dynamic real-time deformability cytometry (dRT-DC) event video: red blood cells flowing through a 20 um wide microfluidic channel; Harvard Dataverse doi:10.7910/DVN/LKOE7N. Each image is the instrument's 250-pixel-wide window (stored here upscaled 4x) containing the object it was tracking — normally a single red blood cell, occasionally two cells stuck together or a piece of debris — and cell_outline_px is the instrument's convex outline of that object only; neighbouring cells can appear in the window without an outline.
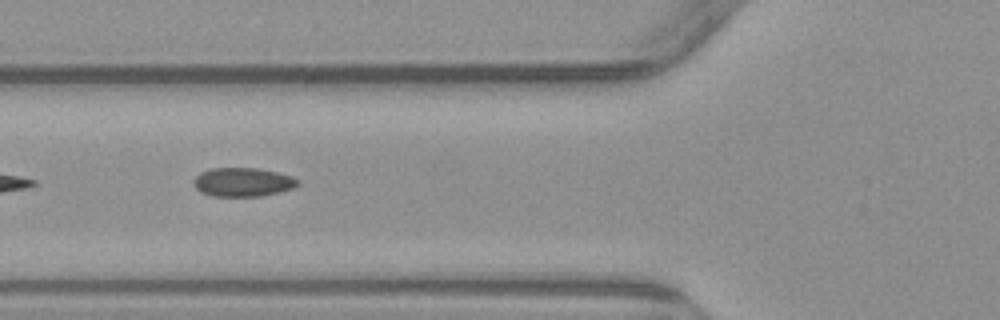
{"species": "common noctule bat (a hibernating species)", "species_latin": "Nyctalus noctula", "temperature_condition": "warm", "stored_images_in_passage": 6, "camera_frame_rate_fps": 3000, "um_per_image_px": 0.085, "animal": {"sex": "male", "body_mass_g": 23.1, "forearm_length_mm": 52.7}, "frame": {"image": 1, "passage_image": 6, "time_ms": 6.0, "image_size_px": [1000, 320], "cell_outline_px": [[300, 184], [292, 188], [280, 192], [260, 196], [212, 196], [200, 192], [196, 188], [196, 176], [200, 172], [212, 168], [260, 168], [292, 176], [300, 180]], "centroid_in_image_um": [20.68, 15.48], "position_along_channel_um": 105.1, "area_um2": 17.46}}